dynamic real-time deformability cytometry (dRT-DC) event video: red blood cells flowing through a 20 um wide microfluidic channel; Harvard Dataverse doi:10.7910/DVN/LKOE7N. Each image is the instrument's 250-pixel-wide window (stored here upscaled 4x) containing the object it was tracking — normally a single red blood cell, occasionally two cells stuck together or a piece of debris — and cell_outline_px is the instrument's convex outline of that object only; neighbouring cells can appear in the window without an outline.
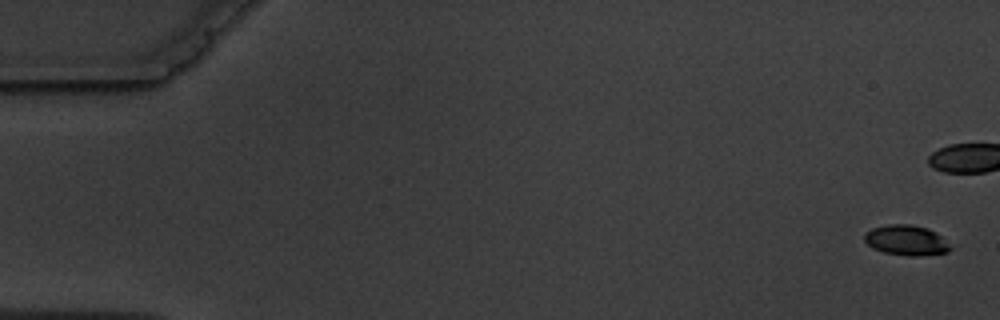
{"species": "common noctule bat (a hibernating species)", "species_latin": "Nyctalus noctula", "temperature_condition": "warm", "stored_images_in_passage": 12, "camera_frame_rate_fps": 3000, "um_per_image_px": 0.085, "animal": {"sex": "male", "body_mass_g": 19.5, "forearm_length_mm": 54.6}, "frame": {"image": 1, "passage_image": 1, "time_ms": 0.0, "image_size_px": [1000, 320], "cell_outline_px": [[952, 248], [948, 252], [916, 256], [908, 256], [884, 252], [872, 248], [864, 240], [864, 236], [872, 228], [888, 224], [912, 224], [928, 228], [936, 232]], "centroid_in_image_um": [77.03, 20.41], "position_along_channel_um": 8.0, "area_um2": 15.03}}
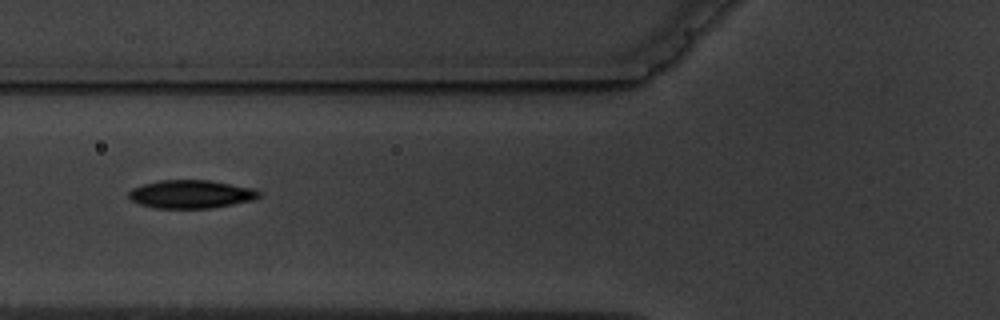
{"frame": {"image": 2, "passage_image": 7, "time_ms": 8.0, "image_size_px": [1000, 320], "cell_outline_px": [[260, 196], [252, 200], [212, 208], [156, 208], [140, 204], [132, 200], [128, 196], [128, 192], [132, 188], [144, 184], [160, 180], [208, 180], [252, 188], [260, 192]], "centroid_in_image_um": [16.21, 16.5], "position_along_channel_um": 109.6, "area_um2": 21.21}}
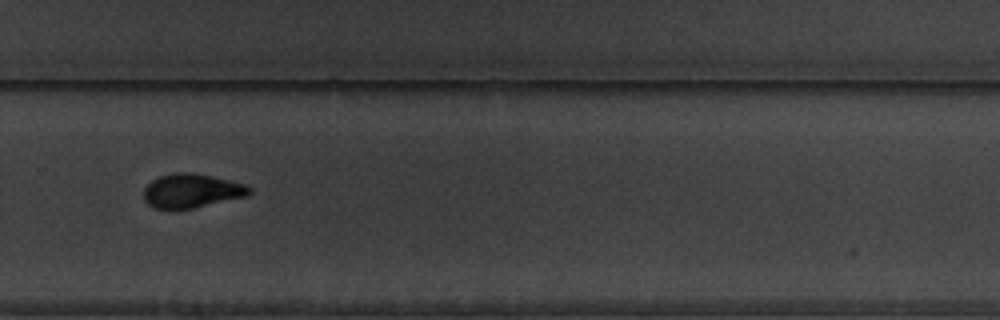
{"frame": {"image": 3, "passage_image": 12, "time_ms": 13.667, "image_size_px": [1000, 320], "cell_outline_px": [[252, 192], [248, 196], [192, 208], [152, 208], [144, 200], [144, 188], [152, 180], [160, 176], [176, 172], [192, 172], [228, 180], [244, 184], [252, 188]], "centroid_in_image_um": [16.29, 16.21], "position_along_channel_um": 313.5, "area_um2": 20.75}}